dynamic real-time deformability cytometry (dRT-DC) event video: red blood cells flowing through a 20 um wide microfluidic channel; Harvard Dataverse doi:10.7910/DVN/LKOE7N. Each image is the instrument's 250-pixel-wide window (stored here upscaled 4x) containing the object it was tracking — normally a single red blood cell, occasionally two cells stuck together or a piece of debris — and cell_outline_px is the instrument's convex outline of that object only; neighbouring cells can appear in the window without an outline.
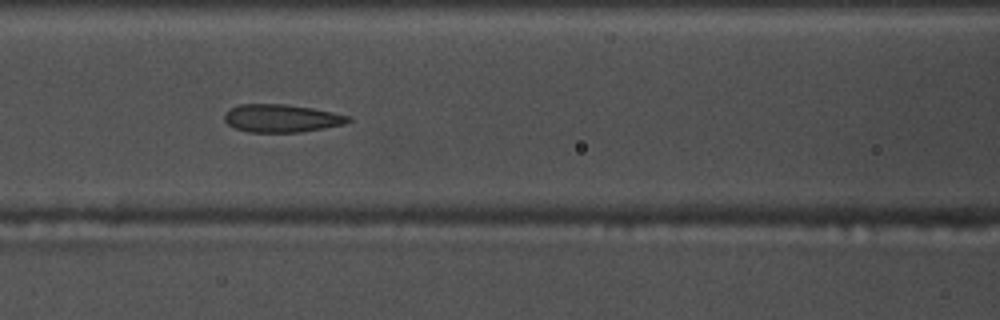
{"species": "common noctule bat (a hibernating species)", "species_latin": "Nyctalus noctula", "temperature_condition": "warm", "stored_images_in_passage": 49, "camera_frame_rate_fps": 3000, "um_per_image_px": 0.085, "animal": {"sex": "male", "body_mass_g": 17.5, "forearm_length_mm": 52.3}, "frame": {"image": 1, "passage_image": 16, "time_ms": 5.0, "image_size_px": [1000, 320], "cell_outline_px": [[352, 120], [344, 124], [324, 128], [300, 132], [248, 132], [236, 128], [228, 124], [224, 120], [224, 112], [228, 108], [240, 104], [284, 104], [312, 108], [332, 112], [348, 116]], "centroid_in_image_um": [23.88, 10.05], "position_along_channel_um": 142.7, "area_um2": 20.11}}
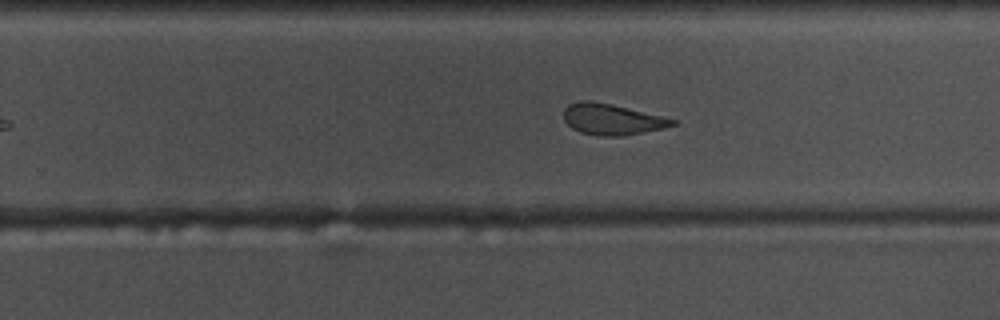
{"frame": {"image": 2, "passage_image": 27, "time_ms": 8.667, "image_size_px": [1000, 320], "cell_outline_px": [[680, 120], [676, 124], [664, 128], [624, 136], [600, 136], [580, 132], [572, 128], [564, 120], [564, 108], [568, 104], [580, 100], [592, 100], [612, 104], [664, 116]], "centroid_in_image_um": [52.04, 10.13], "position_along_channel_um": 277.8, "area_um2": 19.94}}
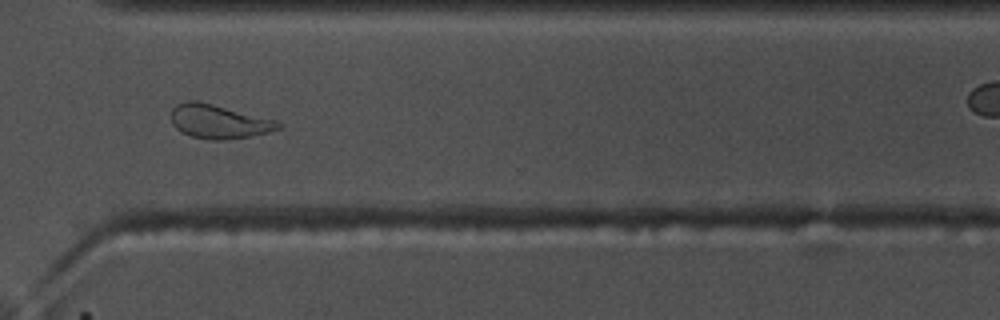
{"frame": {"image": 3, "passage_image": 33, "time_ms": 10.667, "image_size_px": [1000, 320], "cell_outline_px": [[284, 124], [280, 128], [268, 132], [252, 136], [220, 140], [212, 140], [192, 136], [180, 132], [172, 124], [172, 108], [176, 104], [188, 100], [196, 100], [276, 120]], "centroid_in_image_um": [18.59, 10.33], "position_along_channel_um": 352.0, "area_um2": 21.04}, "authors_computed_cell_mechanics": {"area_um2": 21.1548, "velocity_mm_per_s": 3.6948, "shape_relaxation_time_tau1_ms": 8.4174, "shape_relaxation_time_tau2_ms": 2.2704, "deformation_change_tau1": 0.1638, "deformation_change_tau2": 0.0922}}